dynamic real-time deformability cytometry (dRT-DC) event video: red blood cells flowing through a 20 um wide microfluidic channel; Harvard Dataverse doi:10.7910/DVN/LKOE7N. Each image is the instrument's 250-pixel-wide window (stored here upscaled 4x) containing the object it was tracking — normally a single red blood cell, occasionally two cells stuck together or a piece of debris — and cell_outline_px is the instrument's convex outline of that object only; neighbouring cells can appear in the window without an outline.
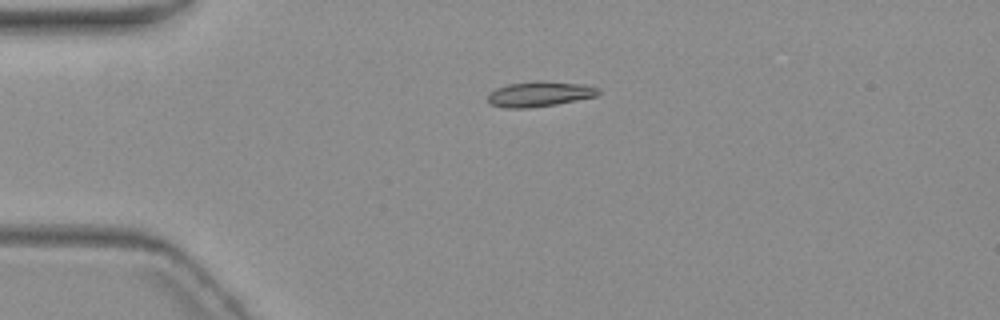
{"species": "common noctule bat (a hibernating species)", "species_latin": "Nyctalus noctula", "temperature_condition": "warm", "stored_images_in_passage": 2, "camera_frame_rate_fps": 3000, "um_per_image_px": 0.085, "animal": {"sex": "female", "body_mass_g": 19.3, "forearm_length_mm": 54.1}, "frame": {"image": 1, "passage_image": 1, "time_ms": 0.0, "image_size_px": [1000, 320], "cell_outline_px": [[600, 92], [596, 96], [556, 104], [532, 108], [504, 108], [488, 104], [488, 92], [496, 88], [508, 84], [540, 80], [584, 84], [600, 88]], "centroid_in_image_um": [45.83, 7.99], "position_along_channel_um": 39.2, "area_um2": 16.47}}